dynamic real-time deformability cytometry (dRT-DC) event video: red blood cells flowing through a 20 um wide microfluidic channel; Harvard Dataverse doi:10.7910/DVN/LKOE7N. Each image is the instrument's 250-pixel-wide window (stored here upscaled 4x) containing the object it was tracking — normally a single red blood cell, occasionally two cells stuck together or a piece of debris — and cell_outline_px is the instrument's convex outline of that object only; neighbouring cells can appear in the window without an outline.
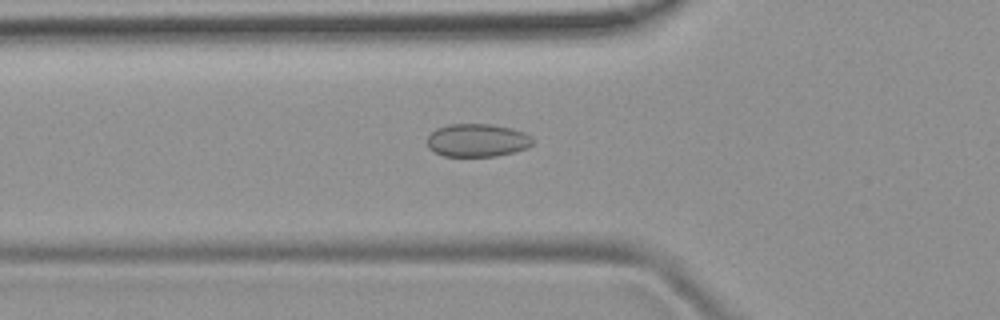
{"species": "common noctule bat (a hibernating species)", "species_latin": "Nyctalus noctula", "temperature_condition": "room temperature", "stored_images_in_passage": 51, "camera_frame_rate_fps": 3000, "um_per_image_px": 0.085, "animal": {"sex": "female", "body_mass_g": 19.9}, "frame": {"image": 1, "passage_image": 18, "time_ms": 5.667, "image_size_px": [1000, 320], "cell_outline_px": [[532, 144], [528, 148], [496, 156], [444, 156], [432, 152], [428, 148], [428, 136], [436, 128], [448, 124], [492, 124], [512, 128], [524, 132], [532, 136]], "centroid_in_image_um": [40.56, 11.92], "position_along_channel_um": 85.2, "area_um2": 20.46}}
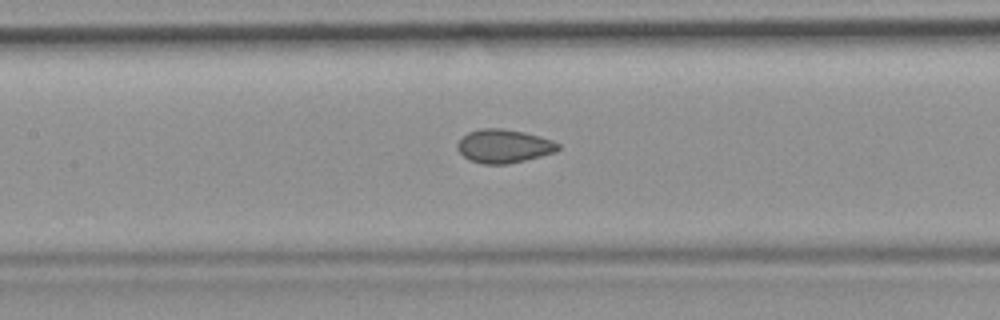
{"frame": {"image": 2, "passage_image": 24, "time_ms": 7.667, "image_size_px": [1000, 320], "cell_outline_px": [[560, 148], [556, 152], [508, 164], [484, 164], [468, 160], [456, 148], [456, 144], [468, 132], [480, 128], [500, 128], [524, 132], [540, 136], [552, 140], [560, 144]], "centroid_in_image_um": [42.82, 12.42], "position_along_channel_um": 164.6, "area_um2": 19.71}}
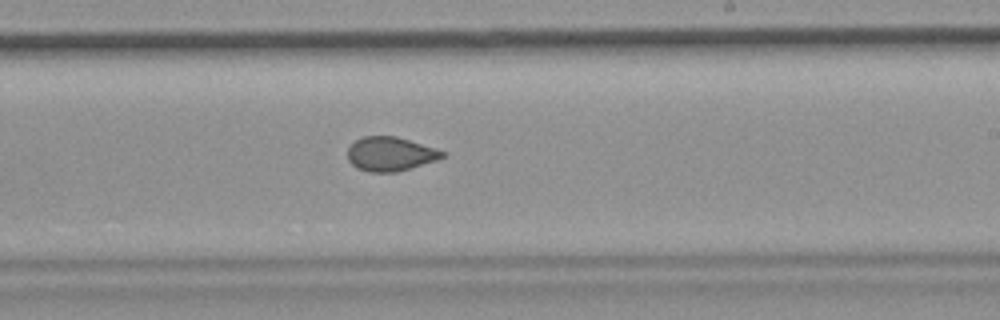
{"frame": {"image": 3, "passage_image": 31, "time_ms": 10.0, "image_size_px": [1000, 320], "cell_outline_px": [[448, 156], [436, 160], [396, 172], [368, 172], [356, 168], [348, 160], [348, 148], [356, 140], [364, 136], [396, 136], [436, 148], [448, 152]], "centroid_in_image_um": [33.21, 13.09], "position_along_channel_um": 255.8, "area_um2": 18.9}, "authors_computed_cell_mechanics": {"area_um2": 19.9988, "velocity_mm_per_s": 3.9378, "shape_relaxation_time_tau1_ms": null, "shape_relaxation_time_tau2_ms": 1.332, "deformation_change_tau1": null, "deformation_change_tau2": 0.0614}}